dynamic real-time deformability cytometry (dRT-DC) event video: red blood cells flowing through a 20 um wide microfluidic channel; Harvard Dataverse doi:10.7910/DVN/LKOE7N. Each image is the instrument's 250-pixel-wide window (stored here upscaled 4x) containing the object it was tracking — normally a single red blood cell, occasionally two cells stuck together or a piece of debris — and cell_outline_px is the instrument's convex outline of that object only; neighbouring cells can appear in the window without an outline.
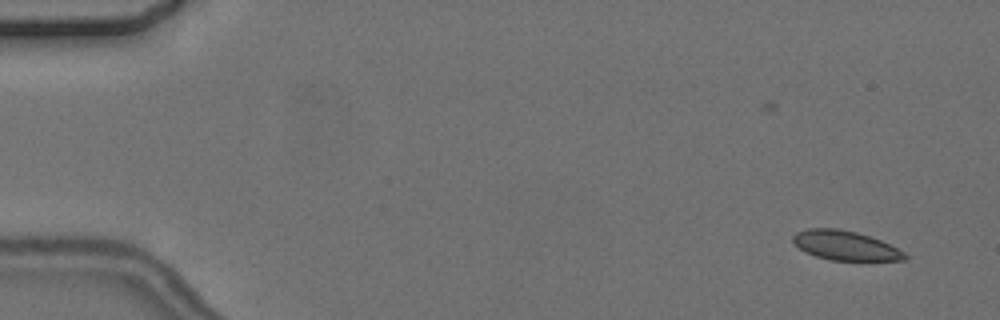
{"species": "common noctule bat (a hibernating species)", "species_latin": "Nyctalus noctula", "temperature_condition": "cold", "stored_images_in_passage": 6, "camera_frame_rate_fps": 3000, "um_per_image_px": 0.085, "animal": {"sex": "female", "body_mass_g": 24.6, "forearm_length_mm": 56.2}, "frame": {"image": 1, "passage_image": 3, "time_ms": 2.333, "image_size_px": [1000, 320], "cell_outline_px": [[908, 256], [904, 260], [828, 260], [816, 256], [800, 248], [792, 240], [792, 236], [796, 232], [808, 228], [836, 228], [856, 232], [880, 240], [904, 252]], "centroid_in_image_um": [71.82, 20.86], "position_along_channel_um": 13.2, "area_um2": 18.84}}
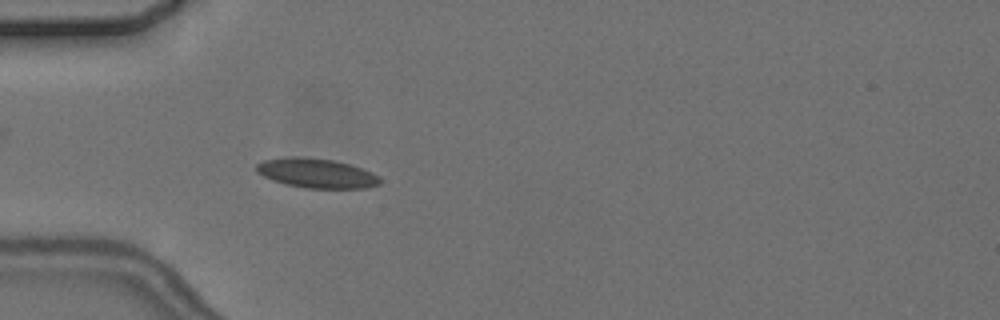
{"frame": {"image": 2, "passage_image": 6, "time_ms": 7.0, "image_size_px": [1000, 320], "cell_outline_px": [[380, 184], [368, 188], [304, 188], [284, 184], [272, 180], [256, 172], [256, 164], [264, 160], [296, 156], [300, 156], [332, 160], [348, 164], [372, 172], [380, 176]], "centroid_in_image_um": [26.9, 14.73], "position_along_channel_um": 58.1, "area_um2": 21.21}}